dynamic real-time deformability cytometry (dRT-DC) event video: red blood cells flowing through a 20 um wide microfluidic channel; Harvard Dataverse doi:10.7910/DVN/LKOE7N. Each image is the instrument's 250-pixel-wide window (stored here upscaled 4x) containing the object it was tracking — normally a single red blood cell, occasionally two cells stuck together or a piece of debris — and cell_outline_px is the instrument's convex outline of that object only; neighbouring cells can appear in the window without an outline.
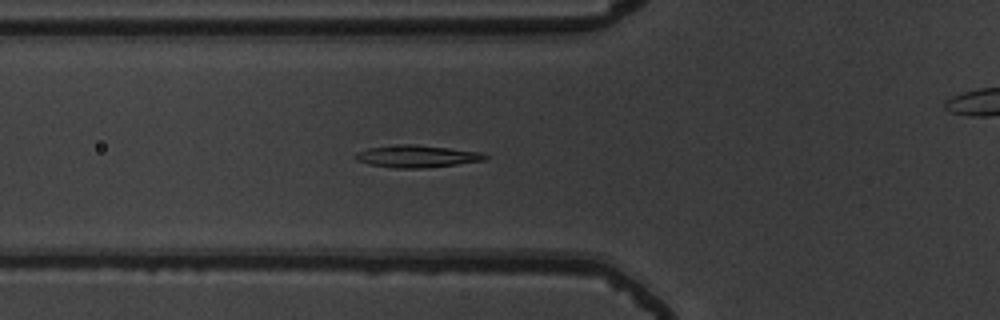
{"species": "common noctule bat (a hibernating species)", "species_latin": "Nyctalus noctula", "temperature_condition": "warm", "stored_images_in_passage": 55, "camera_frame_rate_fps": 3000, "um_per_image_px": 0.085, "animal": {"sex": "male", "body_mass_g": 19.5, "forearm_length_mm": 54.6}, "frame": {"image": 1, "passage_image": 20, "time_ms": 6.333, "image_size_px": [1000, 320], "cell_outline_px": [[488, 156], [484, 160], [456, 164], [424, 168], [392, 168], [368, 164], [356, 160], [352, 156], [356, 152], [368, 148], [404, 144], [416, 144], [480, 152]], "centroid_in_image_um": [35.36, 13.29], "position_along_channel_um": 90.4, "area_um2": 16.7}}
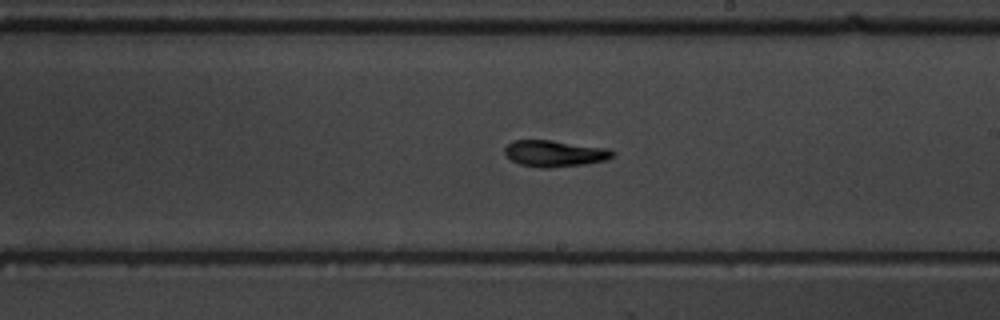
{"frame": {"image": 2, "passage_image": 32, "time_ms": 10.333, "image_size_px": [1000, 320], "cell_outline_px": [[616, 152], [612, 156], [604, 160], [584, 164], [552, 168], [540, 168], [520, 164], [512, 160], [504, 152], [504, 148], [512, 140], [552, 140], [608, 148]], "centroid_in_image_um": [47.14, 13.04], "position_along_channel_um": 241.9, "area_um2": 16.59}}
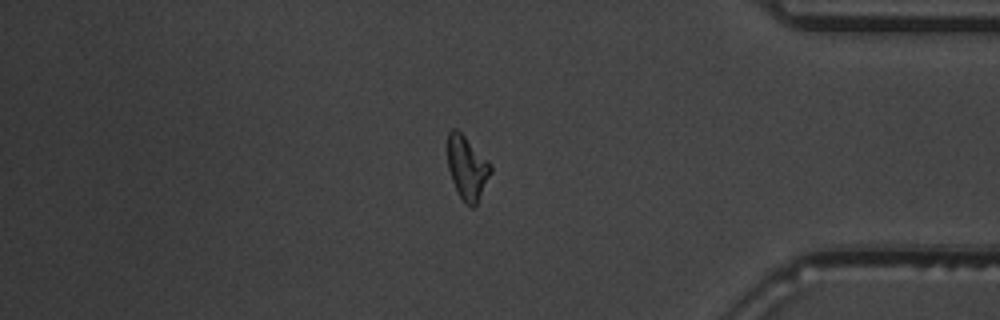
{"frame": {"image": 3, "passage_image": 46, "time_ms": 15.0, "image_size_px": [1000, 320], "cell_outline_px": [[492, 172], [476, 208], [472, 208], [460, 196], [452, 180], [448, 168], [448, 132], [452, 128], [456, 128], [492, 164]], "centroid_in_image_um": [39.73, 14.28], "position_along_channel_um": 395.5, "area_um2": 15.95}, "authors_computed_cell_mechanics": {"area_um2": 16.184, "velocity_mm_per_s": 3.7932, "shape_relaxation_time_tau1_ms": 5.0833, "shape_relaxation_time_tau2_ms": 4.618, "deformation_change_tau1": 0.1905, "deformation_change_tau2": 0.1177}}